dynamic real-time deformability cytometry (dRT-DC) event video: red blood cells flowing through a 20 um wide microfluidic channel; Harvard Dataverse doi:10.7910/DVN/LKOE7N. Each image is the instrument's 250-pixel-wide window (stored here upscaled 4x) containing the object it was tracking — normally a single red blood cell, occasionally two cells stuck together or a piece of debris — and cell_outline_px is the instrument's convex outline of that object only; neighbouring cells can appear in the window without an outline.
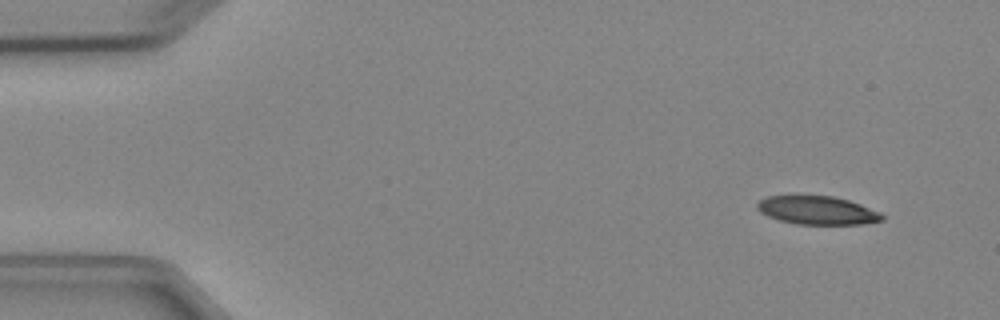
{"species": "Egyptian fruit bat (a non-hibernating species)", "species_latin": "Rousettus aegyptiacus", "temperature_condition": "cold", "stored_images_in_passage": 4, "camera_frame_rate_fps": 3000, "um_per_image_px": 0.085, "animal": {"sex": "female"}, "frame": {"image": 1, "passage_image": 1, "time_ms": 0.0, "image_size_px": [1000, 320], "cell_outline_px": [[884, 220], [860, 224], [796, 224], [780, 220], [768, 216], [760, 212], [756, 208], [756, 204], [760, 200], [768, 196], [832, 196], [848, 200], [860, 204], [880, 212], [884, 216]], "centroid_in_image_um": [69.47, 17.88], "position_along_channel_um": 15.5, "area_um2": 20.52}}
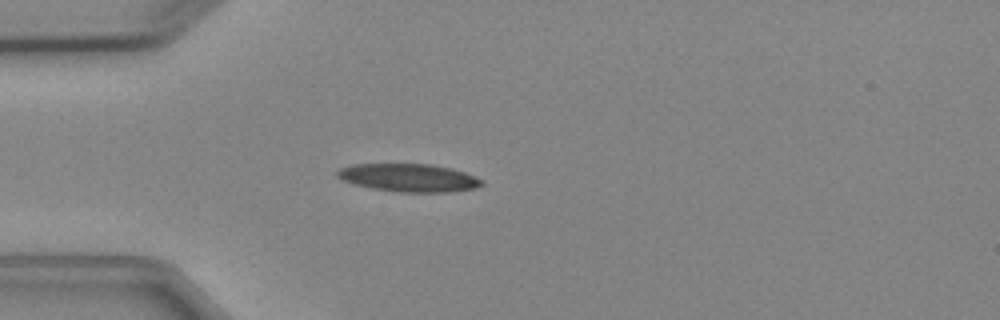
{"frame": {"image": 2, "passage_image": 4, "time_ms": 3.333, "image_size_px": [1000, 320], "cell_outline_px": [[484, 184], [476, 188], [448, 192], [400, 192], [372, 188], [352, 184], [336, 176], [336, 172], [340, 168], [352, 164], [432, 164], [452, 168], [476, 176], [484, 180]], "centroid_in_image_um": [34.77, 15.1], "position_along_channel_um": 50.2, "area_um2": 23.7}}